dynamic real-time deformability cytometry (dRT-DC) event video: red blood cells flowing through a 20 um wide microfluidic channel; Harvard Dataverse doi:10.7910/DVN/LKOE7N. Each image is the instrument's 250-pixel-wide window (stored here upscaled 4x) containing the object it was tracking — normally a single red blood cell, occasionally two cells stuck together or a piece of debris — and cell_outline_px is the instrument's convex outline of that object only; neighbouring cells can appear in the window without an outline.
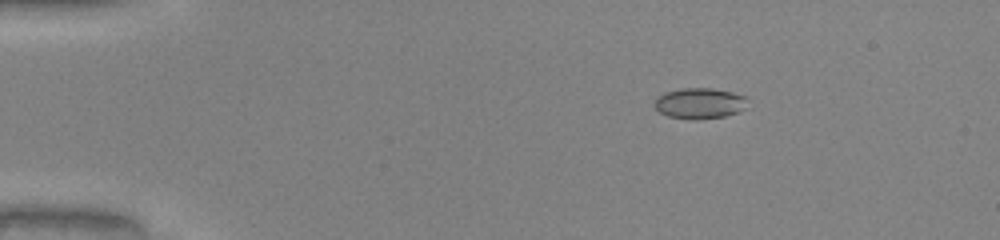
{"species": "common noctule bat (a hibernating species)", "species_latin": "Nyctalus noctula", "temperature_condition": "warm", "stored_images_in_passage": 51, "camera_frame_rate_fps": 3000, "um_per_image_px": 0.085, "animal": {"sex": "male", "body_mass_g": 20.0, "forearm_length_mm": 53.3}, "frame": {"image": 1, "passage_image": 9, "time_ms": 2.667, "image_size_px": [1000, 240], "cell_outline_px": [[748, 96], [744, 108], [736, 112], [724, 116], [696, 120], [692, 120], [668, 116], [660, 112], [652, 104], [656, 96], [664, 92], [680, 88], [712, 88], [732, 92]], "centroid_in_image_um": [59.42, 8.77], "position_along_channel_um": 25.6, "area_um2": 16.88}}
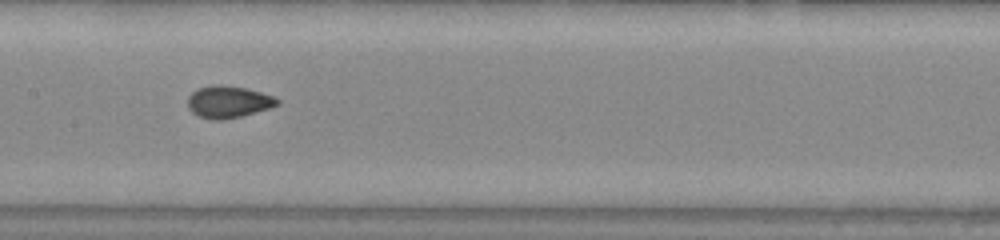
{"frame": {"image": 2, "passage_image": 27, "time_ms": 8.667, "image_size_px": [1000, 240], "cell_outline_px": [[280, 104], [268, 108], [240, 116], [220, 120], [216, 120], [200, 116], [192, 112], [188, 108], [188, 96], [192, 92], [200, 88], [212, 84], [244, 88], [260, 92], [272, 96], [280, 100]], "centroid_in_image_um": [19.39, 8.65], "position_along_channel_um": 188.0, "area_um2": 16.3}}
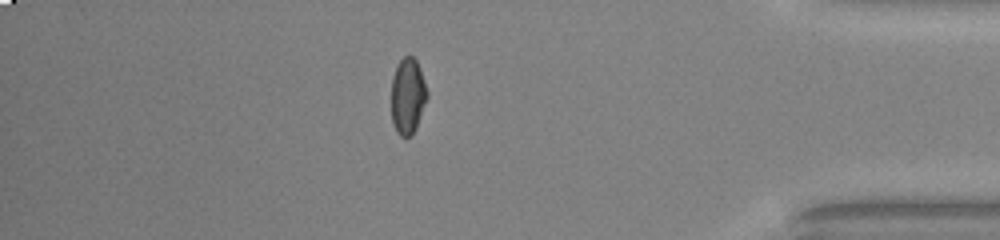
{"frame": {"image": 3, "passage_image": 45, "time_ms": 14.667, "image_size_px": [1000, 240], "cell_outline_px": [[428, 96], [416, 128], [412, 136], [400, 136], [396, 132], [392, 124], [392, 76], [400, 60], [404, 56], [412, 56], [416, 60], [420, 68], [428, 92]], "centroid_in_image_um": [34.66, 8.18], "position_along_channel_um": 400.5, "area_um2": 15.9}, "authors_computed_cell_mechanics": {"area_um2": 16.2418, "velocity_mm_per_s": 4.1015, "shape_relaxation_time_tau1_ms": null, "shape_relaxation_time_tau2_ms": 0.7737, "deformation_change_tau1": null, "deformation_change_tau2": 0.0411}}